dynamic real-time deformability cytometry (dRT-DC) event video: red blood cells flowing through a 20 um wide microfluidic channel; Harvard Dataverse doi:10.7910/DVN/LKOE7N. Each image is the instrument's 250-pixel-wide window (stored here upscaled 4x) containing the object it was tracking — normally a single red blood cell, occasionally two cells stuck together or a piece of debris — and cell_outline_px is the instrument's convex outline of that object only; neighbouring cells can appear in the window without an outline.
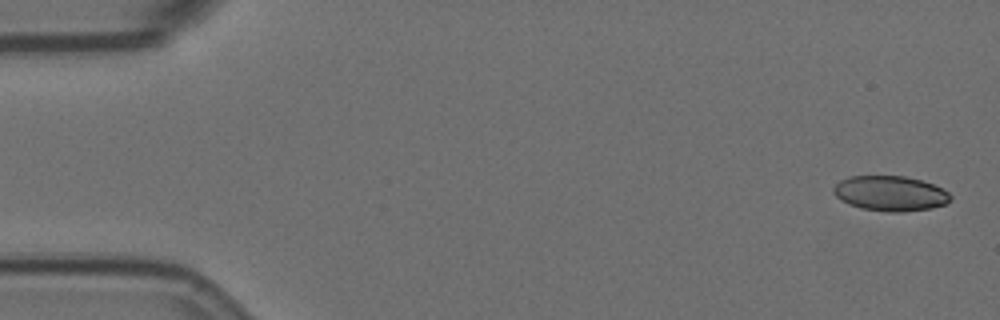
{"species": "Egyptian fruit bat (a non-hibernating species)", "species_latin": "Rousettus aegyptiacus", "temperature_condition": "room temperature", "stored_images_in_passage": 6, "camera_frame_rate_fps": 3000, "um_per_image_px": 0.085, "animal": {"sex": "female"}, "frame": {"image": 1, "passage_image": 1, "time_ms": 0.0, "image_size_px": [1000, 320], "cell_outline_px": [[952, 200], [948, 204], [932, 208], [904, 212], [884, 212], [860, 208], [848, 204], [840, 200], [832, 192], [832, 188], [840, 180], [848, 176], [904, 176], [920, 180], [932, 184], [948, 192], [952, 196]], "centroid_in_image_um": [75.67, 16.45], "position_along_channel_um": 9.3, "area_um2": 24.22}}
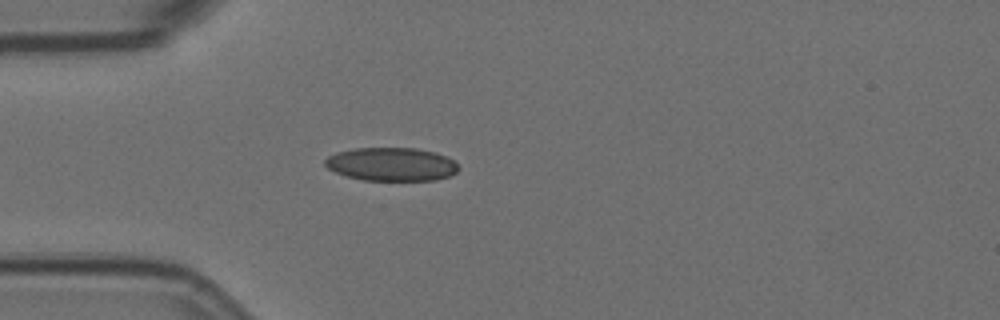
{"frame": {"image": 2, "passage_image": 5, "time_ms": 1.333, "image_size_px": [1000, 320], "cell_outline_px": [[460, 168], [456, 172], [448, 176], [436, 180], [364, 180], [348, 176], [336, 172], [328, 168], [324, 164], [324, 160], [328, 156], [336, 152], [356, 148], [416, 148], [436, 152], [448, 156]], "centroid_in_image_um": [33.28, 13.95], "position_along_channel_um": 51.7, "area_um2": 25.95}}